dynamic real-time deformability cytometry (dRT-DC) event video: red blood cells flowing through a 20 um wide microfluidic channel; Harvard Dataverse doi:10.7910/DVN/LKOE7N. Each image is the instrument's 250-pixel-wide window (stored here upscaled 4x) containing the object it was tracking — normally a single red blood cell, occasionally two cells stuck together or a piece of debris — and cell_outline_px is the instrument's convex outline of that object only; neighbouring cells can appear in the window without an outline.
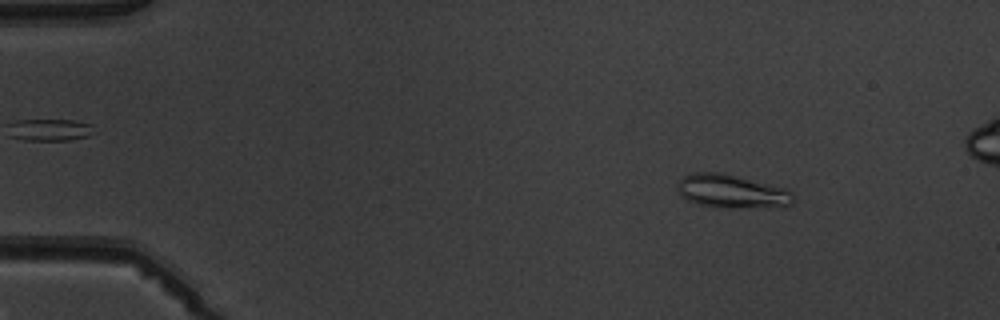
{"species": "common noctule bat (a hibernating species)", "species_latin": "Nyctalus noctula", "temperature_condition": "warm", "stored_images_in_passage": 5, "camera_frame_rate_fps": 3000, "um_per_image_px": 0.085, "animal": {"sex": "male", "body_mass_g": 19.5, "forearm_length_mm": 54.6}, "frame": {"image": 1, "passage_image": 2, "time_ms": 1.333, "image_size_px": [1000, 320], "cell_outline_px": [[796, 200], [792, 204], [784, 208], [716, 208], [700, 204], [688, 200], [676, 192], [676, 188], [680, 180], [684, 176], [692, 172], [724, 172], [788, 188], [792, 192]], "centroid_in_image_um": [62.28, 16.28], "position_along_channel_um": 22.7, "area_um2": 23.58}}